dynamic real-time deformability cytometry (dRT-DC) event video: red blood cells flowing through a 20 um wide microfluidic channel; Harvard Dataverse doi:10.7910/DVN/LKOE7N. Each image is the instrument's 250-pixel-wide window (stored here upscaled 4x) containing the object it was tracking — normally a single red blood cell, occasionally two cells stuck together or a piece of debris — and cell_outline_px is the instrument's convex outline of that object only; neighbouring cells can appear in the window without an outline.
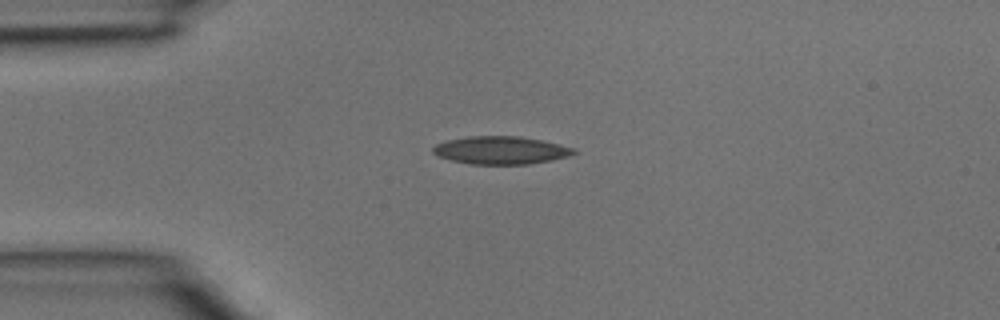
{"species": "common noctule bat (a hibernating species)", "species_latin": "Nyctalus noctula", "temperature_condition": "room temperature", "stored_images_in_passage": 1, "camera_frame_rate_fps": 3000, "um_per_image_px": 0.085, "animal": {"sex": "male", "body_mass_g": 15.6}, "frame": {"image": 1, "passage_image": 1, "time_ms": 0.0, "image_size_px": [1000, 320], "cell_outline_px": [[576, 152], [568, 156], [552, 160], [528, 164], [472, 164], [452, 160], [440, 156], [432, 152], [432, 148], [436, 144], [448, 140], [468, 136], [520, 136], [540, 140], [576, 148]], "centroid_in_image_um": [42.58, 12.77], "position_along_channel_um": 42.4, "area_um2": 22.66}}